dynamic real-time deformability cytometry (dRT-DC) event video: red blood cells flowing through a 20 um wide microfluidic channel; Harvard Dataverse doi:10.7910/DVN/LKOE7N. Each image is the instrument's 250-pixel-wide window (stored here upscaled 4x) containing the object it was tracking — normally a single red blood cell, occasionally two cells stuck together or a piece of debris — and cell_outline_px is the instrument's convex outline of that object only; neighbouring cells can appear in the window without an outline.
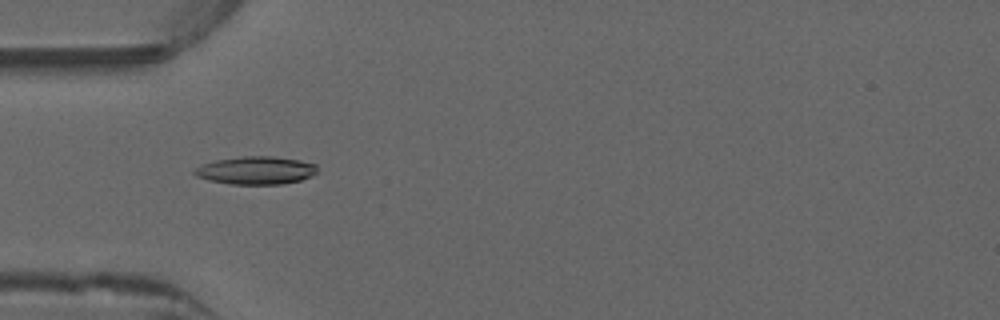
{"species": "common noctule bat (a hibernating species)", "species_latin": "Nyctalus noctula", "temperature_condition": "warm", "stored_images_in_passage": 37, "camera_frame_rate_fps": 3000, "um_per_image_px": 0.085, "animal": {"sex": "male", "forearm_length_mm": 52.5}, "frame": {"image": 1, "passage_image": 1, "time_ms": 0.0, "image_size_px": [1000, 320], "cell_outline_px": [[316, 172], [312, 176], [300, 180], [280, 184], [232, 184], [208, 180], [196, 176], [192, 172], [196, 168], [204, 164], [216, 160], [240, 156], [272, 156], [300, 160], [316, 164]], "centroid_in_image_um": [21.75, 14.48], "position_along_channel_um": 63.2, "area_um2": 19.88}}
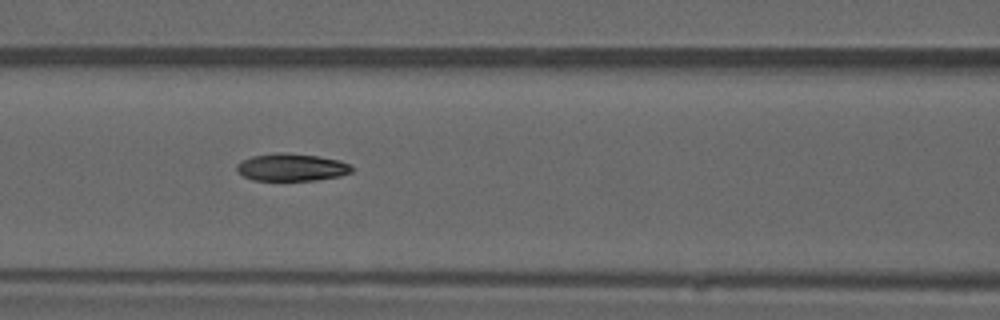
{"frame": {"image": 2, "passage_image": 7, "time_ms": 2.0, "image_size_px": [1000, 320], "cell_outline_px": [[352, 172], [340, 176], [316, 180], [252, 180], [236, 172], [236, 164], [252, 156], [276, 152], [284, 152], [320, 156], [340, 160], [348, 164], [352, 168]], "centroid_in_image_um": [24.77, 14.21], "position_along_channel_um": 141.8, "area_um2": 18.5}}
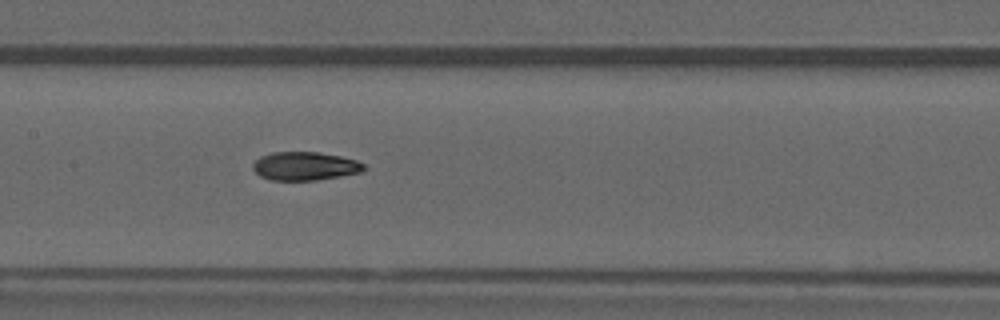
{"frame": {"image": 3, "passage_image": 10, "time_ms": 3.0, "image_size_px": [1000, 320], "cell_outline_px": [[368, 168], [360, 172], [340, 176], [316, 180], [272, 180], [260, 176], [252, 168], [252, 164], [260, 156], [272, 152], [316, 152], [340, 156], [356, 160], [364, 164]], "centroid_in_image_um": [25.91, 14.11], "position_along_channel_um": 181.5, "area_um2": 18.38}, "authors_computed_cell_mechanics": {"area_um2": 18.4382, "velocity_mm_per_s": 3.9658, "shape_relaxation_time_tau1_ms": null, "shape_relaxation_time_tau2_ms": 3.4472, "deformation_change_tau1": null, "deformation_change_tau2": 0.0891}}